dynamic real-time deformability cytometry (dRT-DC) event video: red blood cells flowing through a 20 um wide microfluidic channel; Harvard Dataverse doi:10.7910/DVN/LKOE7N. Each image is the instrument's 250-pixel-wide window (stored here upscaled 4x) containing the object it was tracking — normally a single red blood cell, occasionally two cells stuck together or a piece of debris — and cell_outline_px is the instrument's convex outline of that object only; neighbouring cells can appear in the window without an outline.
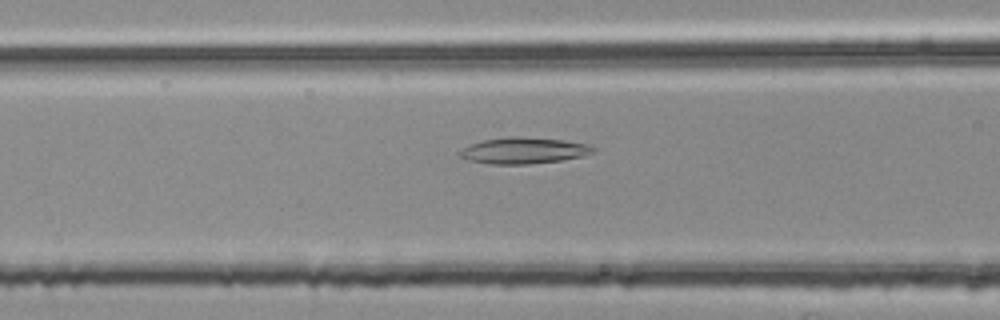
{"species": "common noctule bat (a hibernating species)", "species_latin": "Nyctalus noctula", "temperature_condition": "room temperature", "stored_images_in_passage": 29, "camera_frame_rate_fps": 3000, "um_per_image_px": 0.085, "animal": {"sex": "female", "body_mass_g": 25.1}, "frame": {"image": 1, "passage_image": 6, "time_ms": 1.667, "image_size_px": [1000, 320], "cell_outline_px": [[596, 152], [584, 156], [560, 160], [528, 164], [488, 164], [468, 160], [460, 156], [460, 152], [464, 148], [472, 144], [484, 140], [508, 136], [520, 136], [564, 140], [584, 144], [596, 148]], "centroid_in_image_um": [44.54, 12.8], "position_along_channel_um": 122.1, "area_um2": 20.29}}
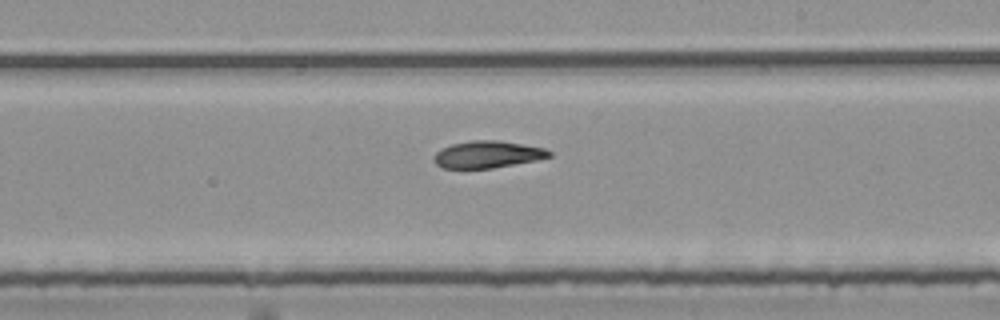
{"frame": {"image": 2, "passage_image": 16, "time_ms": 5.0, "image_size_px": [1000, 320], "cell_outline_px": [[552, 156], [536, 160], [492, 168], [440, 168], [432, 160], [432, 156], [440, 148], [452, 144], [472, 140], [496, 140], [544, 148], [552, 152]], "centroid_in_image_um": [41.38, 13.13], "position_along_channel_um": 247.6, "area_um2": 18.15}}
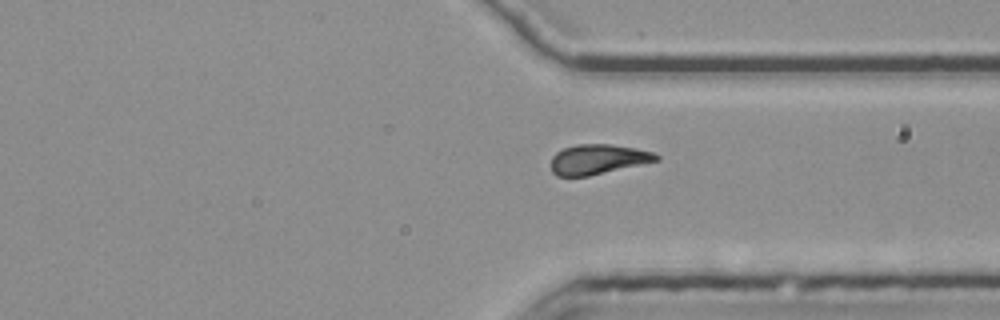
{"frame": {"image": 3, "passage_image": 25, "time_ms": 8.0, "image_size_px": [1000, 320], "cell_outline_px": [[660, 160], [588, 176], [556, 176], [552, 172], [552, 156], [556, 152], [564, 148], [576, 144], [612, 144], [636, 148], [652, 152], [660, 156]], "centroid_in_image_um": [50.82, 13.53], "position_along_channel_um": 360.6, "area_um2": 18.32}}